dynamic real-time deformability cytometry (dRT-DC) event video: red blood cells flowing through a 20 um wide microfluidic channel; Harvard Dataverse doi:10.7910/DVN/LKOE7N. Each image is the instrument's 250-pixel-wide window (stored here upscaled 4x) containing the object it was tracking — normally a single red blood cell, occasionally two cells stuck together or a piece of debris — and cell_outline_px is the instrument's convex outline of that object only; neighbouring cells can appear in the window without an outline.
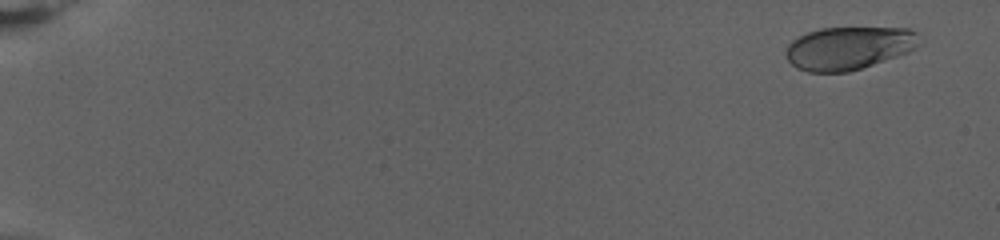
{"species": "human", "species_latin": "Homo sapiens", "temperature_condition": "warm", "stored_images_in_passage": 78, "camera_frame_rate_fps": 3000, "um_per_image_px": 0.085, "donor": {"sex": "female"}, "frame": {"image": 1, "passage_image": 5, "time_ms": 1.333, "image_size_px": [1000, 240], "cell_outline_px": [[920, 44], [916, 48], [908, 52], [848, 72], [808, 72], [796, 68], [788, 60], [784, 52], [788, 44], [792, 40], [808, 32], [820, 28], [908, 28], [916, 32]], "centroid_in_image_um": [72.11, 4.08], "position_along_channel_um": 12.9, "area_um2": 33.29}}
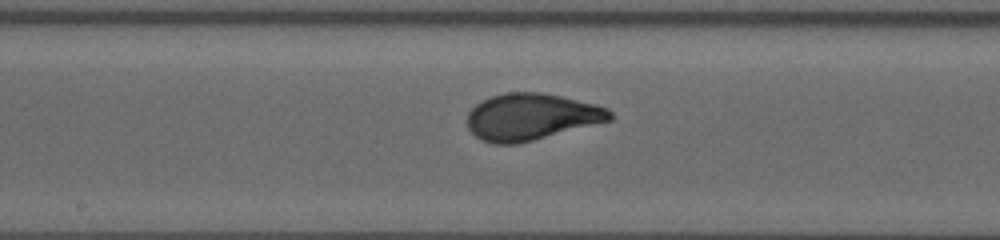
{"frame": {"image": 2, "passage_image": 45, "time_ms": 14.667, "image_size_px": [1000, 240], "cell_outline_px": [[612, 120], [516, 144], [492, 144], [480, 140], [468, 128], [468, 112], [476, 104], [492, 96], [504, 92], [544, 92], [596, 104], [608, 108], [612, 112]], "centroid_in_image_um": [45.15, 9.92], "position_along_channel_um": 203.0, "area_um2": 38.73}}
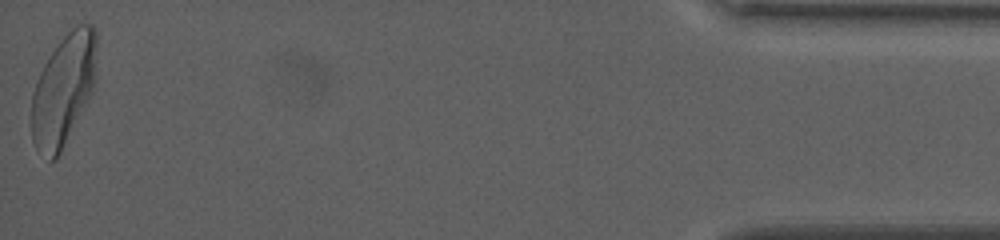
{"frame": {"image": 3, "passage_image": 78, "time_ms": 25.667, "image_size_px": [1000, 240], "cell_outline_px": [[96, 76], [92, 92], [56, 160], [48, 160], [36, 148], [32, 140], [32, 92], [40, 72], [44, 64], [60, 40], [76, 24], [92, 24], [96, 32]], "centroid_in_image_um": [5.4, 7.61], "position_along_channel_um": 429.8, "area_um2": 41.96}, "authors_computed_cell_mechanics": {"area_um2": 37.2232, "velocity_mm_per_s": 2.7857, "shape_relaxation_time_tau1_ms": 5.3047, "shape_relaxation_time_tau2_ms": null, "deformation_change_tau1": 0.2112, "deformation_change_tau2": null}}